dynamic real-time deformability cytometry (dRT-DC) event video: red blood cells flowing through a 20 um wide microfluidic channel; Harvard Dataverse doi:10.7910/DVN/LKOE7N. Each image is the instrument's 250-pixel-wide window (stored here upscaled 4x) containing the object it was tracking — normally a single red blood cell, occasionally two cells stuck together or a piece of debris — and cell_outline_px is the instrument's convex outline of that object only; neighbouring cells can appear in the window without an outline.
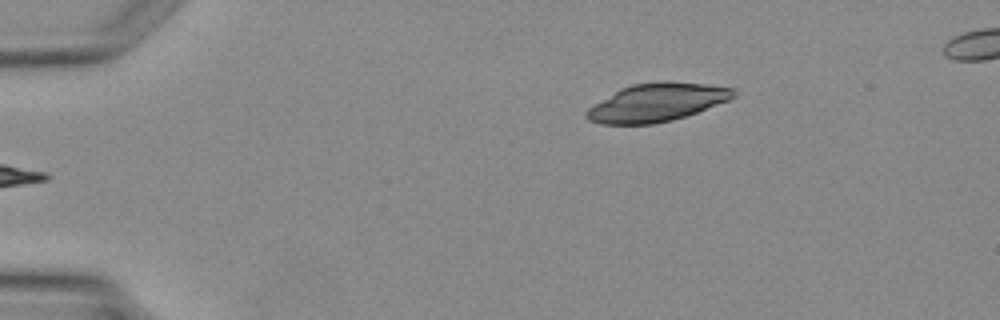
{"species": "Egyptian fruit bat (a non-hibernating species)", "species_latin": "Rousettus aegyptiacus", "temperature_condition": "warm", "stored_images_in_passage": 4, "camera_frame_rate_fps": 3000, "um_per_image_px": 0.085, "animal": {"sex": "female"}, "frame": {"image": 1, "passage_image": 4, "time_ms": 3.333, "image_size_px": [1000, 320], "cell_outline_px": [[736, 96], [728, 100], [696, 112], [672, 120], [652, 124], [604, 124], [588, 120], [584, 116], [584, 112], [588, 108], [620, 88], [632, 84], [668, 80], [704, 84], [732, 88], [736, 92]], "centroid_in_image_um": [55.8, 8.7], "position_along_channel_um": 29.2, "area_um2": 32.48}}